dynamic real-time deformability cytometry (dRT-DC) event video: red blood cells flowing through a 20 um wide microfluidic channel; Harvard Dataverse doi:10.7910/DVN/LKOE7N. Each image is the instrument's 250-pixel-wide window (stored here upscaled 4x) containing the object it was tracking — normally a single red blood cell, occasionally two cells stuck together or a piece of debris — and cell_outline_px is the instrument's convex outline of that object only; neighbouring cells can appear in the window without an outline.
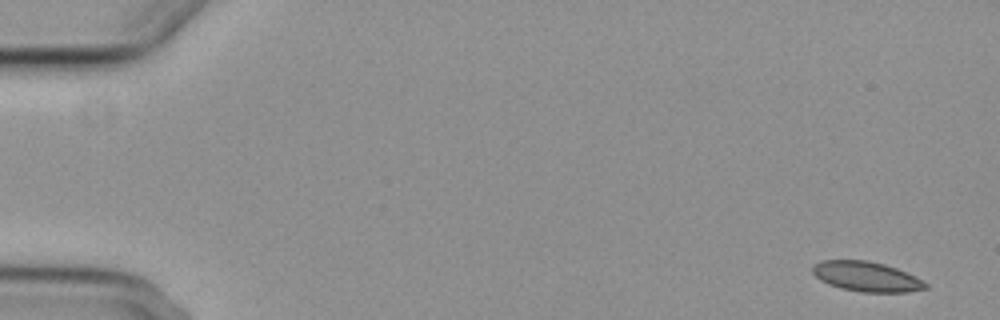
{"species": "common noctule bat (a hibernating species)", "species_latin": "Nyctalus noctula", "temperature_condition": "cold", "stored_images_in_passage": 6, "camera_frame_rate_fps": 3000, "um_per_image_px": 0.085, "animal": {"sex": "female", "body_mass_g": 29.2, "forearm_length_mm": 56.3}, "frame": {"image": 1, "passage_image": 1, "time_ms": 0.0, "image_size_px": [1000, 320], "cell_outline_px": [[928, 288], [908, 292], [860, 292], [840, 288], [828, 284], [820, 280], [812, 272], [812, 264], [820, 260], [868, 260], [884, 264], [896, 268], [916, 276], [928, 284]], "centroid_in_image_um": [73.64, 23.5], "position_along_channel_um": 11.4, "area_um2": 19.88}}